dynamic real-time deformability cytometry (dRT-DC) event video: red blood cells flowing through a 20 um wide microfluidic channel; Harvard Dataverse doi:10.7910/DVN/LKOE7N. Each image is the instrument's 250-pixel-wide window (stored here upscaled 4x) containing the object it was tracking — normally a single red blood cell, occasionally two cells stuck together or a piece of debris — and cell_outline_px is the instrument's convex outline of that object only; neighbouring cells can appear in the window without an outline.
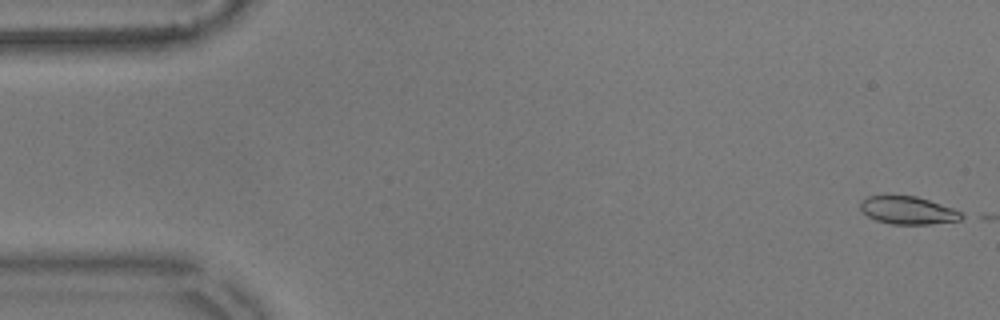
{"species": "common noctule bat (a hibernating species)", "species_latin": "Nyctalus noctula", "temperature_condition": "warm", "stored_images_in_passage": 3, "camera_frame_rate_fps": 3000, "um_per_image_px": 0.085, "animal": {"sex": "male", "body_mass_g": 17.9}, "frame": {"image": 1, "passage_image": 1, "time_ms": 0.0, "image_size_px": [1000, 320], "cell_outline_px": [[968, 216], [960, 220], [932, 224], [892, 224], [876, 220], [860, 212], [860, 204], [868, 196], [916, 196], [952, 208]], "centroid_in_image_um": [77.19, 17.89], "position_along_channel_um": 7.8, "area_um2": 16.3}}